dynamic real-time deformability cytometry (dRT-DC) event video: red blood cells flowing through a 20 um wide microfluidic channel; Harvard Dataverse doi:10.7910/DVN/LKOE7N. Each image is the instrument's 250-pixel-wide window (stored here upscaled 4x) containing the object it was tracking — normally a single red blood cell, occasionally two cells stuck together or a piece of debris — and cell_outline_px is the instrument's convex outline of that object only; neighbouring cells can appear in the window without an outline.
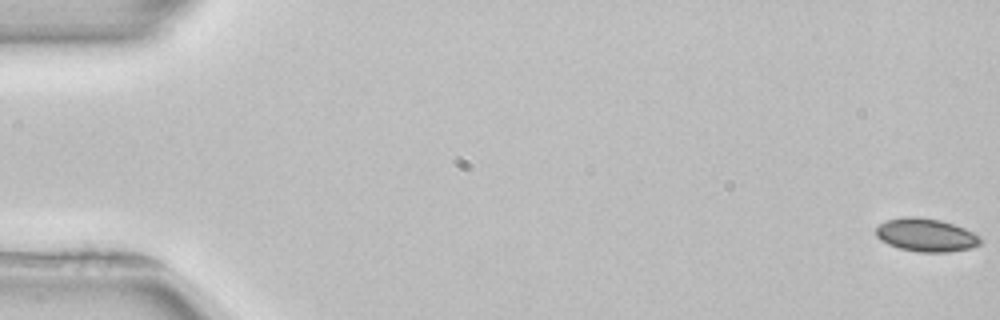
{"species": "common noctule bat (a hibernating species)", "species_latin": "Nyctalus noctula", "temperature_condition": "room temperature", "stored_images_in_passage": 53, "camera_frame_rate_fps": 3000, "um_per_image_px": 0.085, "animal": {"sex": "female", "body_mass_g": 22.7, "forearm_length_mm": 54.2}, "frame": {"image": 1, "passage_image": 1, "time_ms": 0.0, "image_size_px": [1000, 320], "cell_outline_px": [[984, 240], [980, 244], [972, 248], [948, 252], [916, 252], [900, 248], [888, 244], [880, 240], [876, 236], [876, 228], [880, 224], [888, 220], [904, 216], [920, 216], [940, 220], [964, 228], [980, 236]], "centroid_in_image_um": [78.73, 19.98], "position_along_channel_um": 6.3, "area_um2": 20.35}}
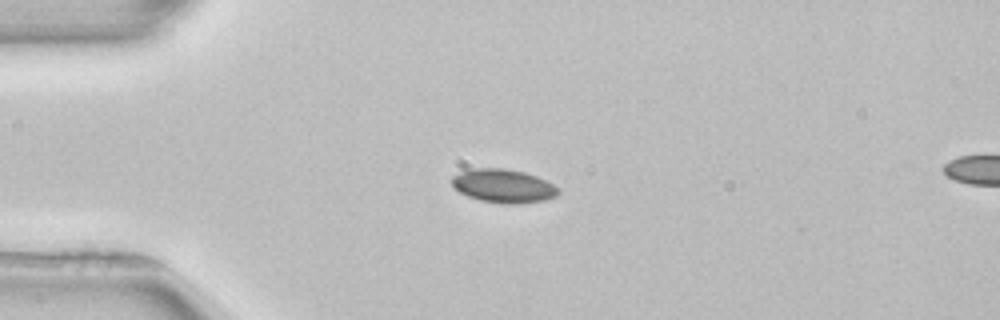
{"frame": {"image": 2, "passage_image": 14, "time_ms": 4.333, "image_size_px": [1000, 320], "cell_outline_px": [[560, 192], [556, 196], [544, 200], [512, 204], [504, 204], [480, 200], [468, 196], [460, 192], [452, 184], [452, 176], [460, 172], [476, 168], [504, 168], [524, 172], [536, 176], [552, 184]], "centroid_in_image_um": [42.77, 15.8], "position_along_channel_um": 42.2, "area_um2": 20.52}}
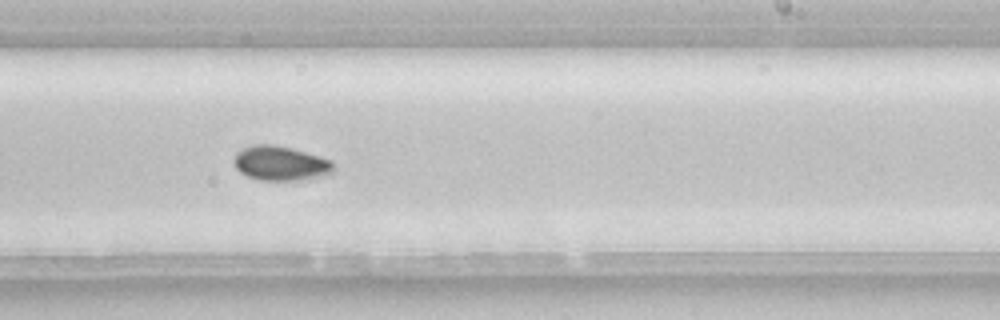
{"frame": {"image": 3, "passage_image": 33, "time_ms": 10.667, "image_size_px": [1000, 320], "cell_outline_px": [[332, 172], [320, 176], [296, 180], [260, 180], [248, 176], [240, 172], [236, 168], [232, 160], [236, 152], [252, 144], [272, 144], [292, 148], [320, 156], [332, 160]], "centroid_in_image_um": [23.79, 13.86], "position_along_channel_um": 265.2, "area_um2": 19.94}, "authors_computed_cell_mechanics": {"area_um2": 19.8254, "velocity_mm_per_s": 3.9181, "shape_relaxation_time_tau1_ms": 2.7439, "shape_relaxation_time_tau2_ms": null, "deformation_change_tau1": 0.0417, "deformation_change_tau2": null}}